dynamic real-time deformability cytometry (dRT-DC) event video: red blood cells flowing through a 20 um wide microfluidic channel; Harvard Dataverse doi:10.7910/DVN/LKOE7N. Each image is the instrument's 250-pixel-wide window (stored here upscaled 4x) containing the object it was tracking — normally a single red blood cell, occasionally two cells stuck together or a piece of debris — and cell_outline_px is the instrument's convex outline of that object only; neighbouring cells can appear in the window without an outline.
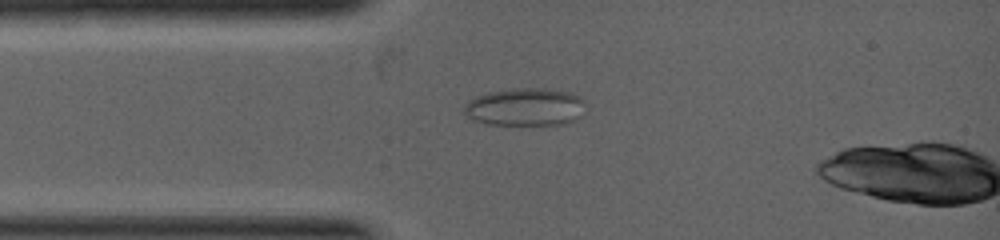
{"species": "common noctule bat (a hibernating species)", "species_latin": "Nyctalus noctula", "temperature_condition": "warm", "stored_images_in_passage": 47, "camera_frame_rate_fps": 5000, "um_per_image_px": 0.085, "animal": {"sex": "female", "body_mass_g": 19.0, "forearm_length_mm": 53.3}, "frame": {"image": 1, "passage_image": 1, "time_ms": 0.0, "image_size_px": [1000, 240], "cell_outline_px": [[584, 100], [580, 116], [564, 124], [484, 124], [468, 116], [464, 112], [464, 104], [468, 100], [476, 96], [488, 92], [512, 88], [544, 88], [572, 92], [580, 96]], "centroid_in_image_um": [44.62, 9.07], "position_along_channel_um": 40.4, "area_um2": 26.65}}
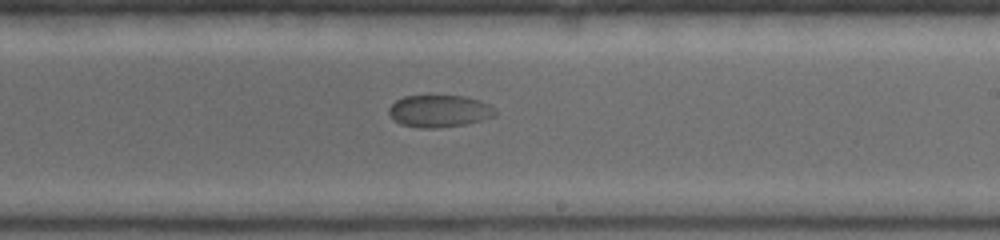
{"frame": {"image": 2, "passage_image": 22, "time_ms": 3.0, "image_size_px": [1000, 240], "cell_outline_px": [[496, 116], [464, 124], [436, 128], [420, 128], [400, 124], [388, 112], [388, 108], [396, 100], [404, 96], [464, 96], [480, 100], [496, 108]], "centroid_in_image_um": [37.35, 9.44], "position_along_channel_um": 251.6, "area_um2": 19.83}}
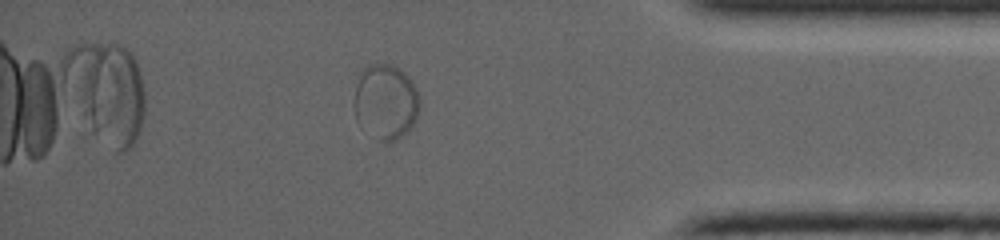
{"frame": {"image": 3, "passage_image": 39, "time_ms": 5.4, "image_size_px": [1000, 240], "cell_outline_px": [[420, 108], [416, 120], [408, 132], [396, 140], [376, 140], [356, 120], [352, 104], [356, 72], [368, 64], [376, 60], [392, 64], [404, 72], [408, 76], [416, 88], [420, 100]], "centroid_in_image_um": [32.73, 8.58], "position_along_channel_um": 402.5, "area_um2": 29.94}}